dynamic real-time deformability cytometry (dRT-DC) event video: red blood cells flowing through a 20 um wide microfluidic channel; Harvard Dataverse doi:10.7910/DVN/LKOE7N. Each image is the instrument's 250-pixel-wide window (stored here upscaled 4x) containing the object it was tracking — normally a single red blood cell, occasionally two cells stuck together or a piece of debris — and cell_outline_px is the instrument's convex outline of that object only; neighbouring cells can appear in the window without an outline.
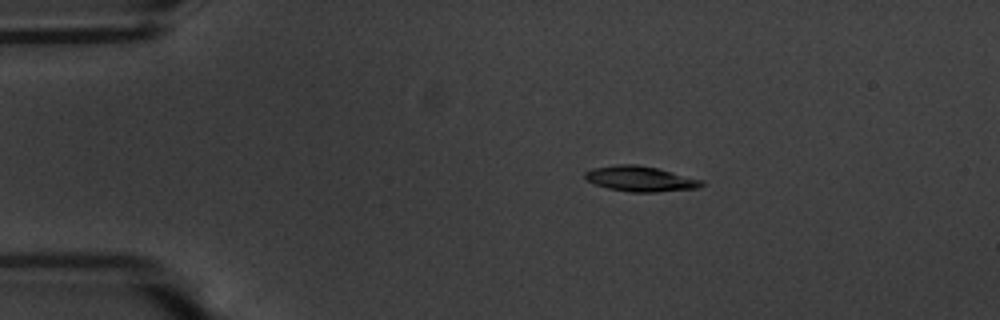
{"species": "common noctule bat (a hibernating species)", "species_latin": "Nyctalus noctula", "temperature_condition": "warm", "stored_images_in_passage": 47, "camera_frame_rate_fps": 3000, "um_per_image_px": 0.085, "animal": {"sex": "male", "body_mass_g": 20.1, "forearm_length_mm": 53.5}, "frame": {"image": 1, "passage_image": 1, "time_ms": 0.0, "image_size_px": [1000, 320], "cell_outline_px": [[704, 184], [700, 188], [656, 192], [632, 192], [608, 188], [596, 184], [588, 180], [584, 176], [584, 172], [592, 168], [616, 164], [636, 164], [656, 168], [704, 180]], "centroid_in_image_um": [54.45, 15.19], "position_along_channel_um": 30.6, "area_um2": 17.17}}
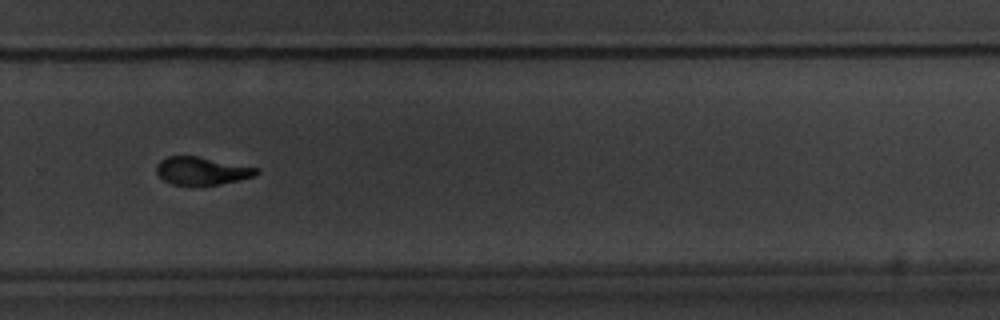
{"frame": {"image": 2, "passage_image": 29, "time_ms": 9.333, "image_size_px": [1000, 320], "cell_outline_px": [[260, 172], [256, 176], [220, 184], [172, 184], [164, 180], [156, 172], [156, 164], [160, 160], [168, 156], [196, 156], [260, 168]], "centroid_in_image_um": [17.17, 14.51], "position_along_channel_um": 312.6, "area_um2": 16.07}}
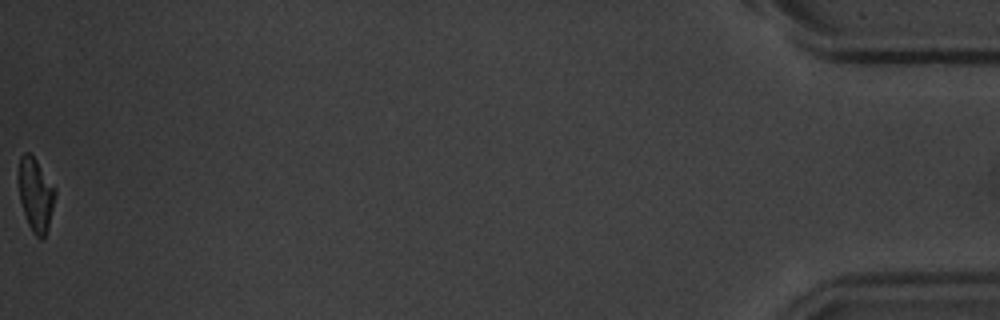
{"frame": {"image": 3, "passage_image": 47, "time_ms": 15.333, "image_size_px": [1000, 320], "cell_outline_px": [[56, 192], [48, 228], [44, 236], [40, 240], [32, 232], [28, 224], [20, 200], [16, 180], [16, 176], [20, 156], [24, 152], [28, 152], [36, 160], [56, 188]], "centroid_in_image_um": [2.99, 16.51], "position_along_channel_um": 432.2, "area_um2": 15.9}, "authors_computed_cell_mechanics": {"area_um2": 17.1666, "velocity_mm_per_s": 3.5967, "shape_relaxation_time_tau1_ms": 3.0275, "shape_relaxation_time_tau2_ms": 2.9955, "deformation_change_tau1": 0.149, "deformation_change_tau2": 0.0856}}